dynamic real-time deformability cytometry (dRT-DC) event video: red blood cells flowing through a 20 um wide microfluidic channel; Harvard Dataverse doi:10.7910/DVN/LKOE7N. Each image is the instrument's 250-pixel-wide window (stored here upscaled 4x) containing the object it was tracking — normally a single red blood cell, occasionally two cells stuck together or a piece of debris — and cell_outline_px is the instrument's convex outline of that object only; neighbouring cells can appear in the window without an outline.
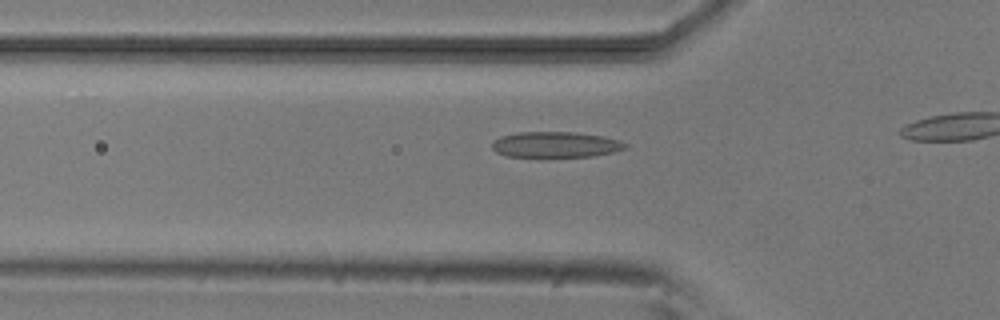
{"species": "common noctule bat (a hibernating species)", "species_latin": "Nyctalus noctula", "temperature_condition": "room temperature", "stored_images_in_passage": 18, "camera_frame_rate_fps": 3000, "um_per_image_px": 0.085, "animal": {"sex": "male", "body_mass_g": 20.5, "forearm_length_mm": 52.5}, "frame": {"image": 1, "passage_image": 13, "time_ms": 4.0, "image_size_px": [1000, 320], "cell_outline_px": [[628, 148], [612, 152], [592, 156], [540, 160], [508, 156], [496, 152], [492, 148], [492, 140], [500, 136], [520, 132], [572, 132], [600, 136], [620, 140], [628, 144]], "centroid_in_image_um": [47.17, 12.34], "position_along_channel_um": 78.6, "area_um2": 20.98}}
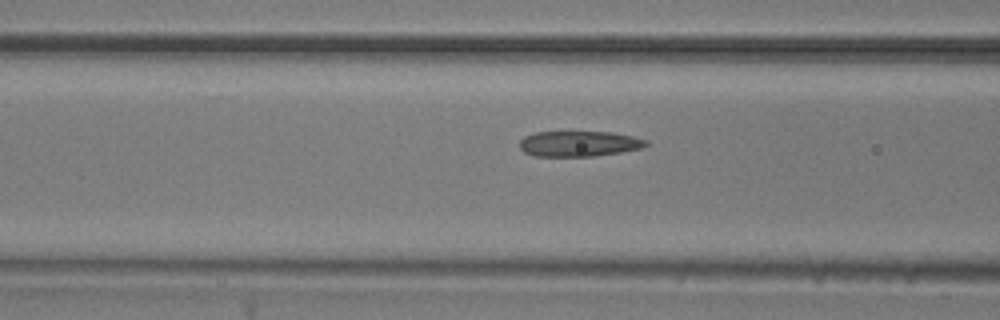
{"frame": {"image": 2, "passage_image": 16, "time_ms": 5.0, "image_size_px": [1000, 320], "cell_outline_px": [[648, 144], [640, 148], [620, 152], [592, 156], [532, 156], [524, 152], [520, 148], [520, 140], [524, 136], [536, 132], [612, 132], [632, 136], [648, 140]], "centroid_in_image_um": [49.19, 12.21], "position_along_channel_um": 117.4, "area_um2": 18.73}}